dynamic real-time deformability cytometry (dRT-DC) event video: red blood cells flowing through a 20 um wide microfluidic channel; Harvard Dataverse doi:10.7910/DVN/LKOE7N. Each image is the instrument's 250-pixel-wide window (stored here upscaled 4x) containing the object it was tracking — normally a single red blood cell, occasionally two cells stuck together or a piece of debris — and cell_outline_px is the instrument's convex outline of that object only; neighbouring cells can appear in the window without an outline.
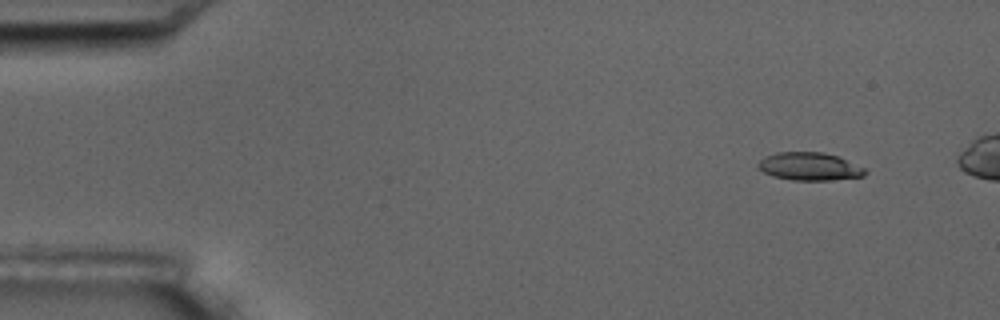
{"species": "common noctule bat (a hibernating species)", "species_latin": "Nyctalus noctula", "temperature_condition": "room temperature", "stored_images_in_passage": 5, "camera_frame_rate_fps": 3000, "um_per_image_px": 0.085, "animal": {"sex": "male", "body_mass_g": 17.5, "forearm_length_mm": 52.3}, "frame": {"image": 1, "passage_image": 1, "time_ms": 0.0, "image_size_px": [1000, 320], "cell_outline_px": [[868, 172], [864, 176], [832, 180], [792, 180], [772, 176], [764, 172], [756, 164], [764, 156], [776, 152], [824, 152], [836, 156], [864, 168]], "centroid_in_image_um": [68.78, 14.15], "position_along_channel_um": 16.2, "area_um2": 17.34}}